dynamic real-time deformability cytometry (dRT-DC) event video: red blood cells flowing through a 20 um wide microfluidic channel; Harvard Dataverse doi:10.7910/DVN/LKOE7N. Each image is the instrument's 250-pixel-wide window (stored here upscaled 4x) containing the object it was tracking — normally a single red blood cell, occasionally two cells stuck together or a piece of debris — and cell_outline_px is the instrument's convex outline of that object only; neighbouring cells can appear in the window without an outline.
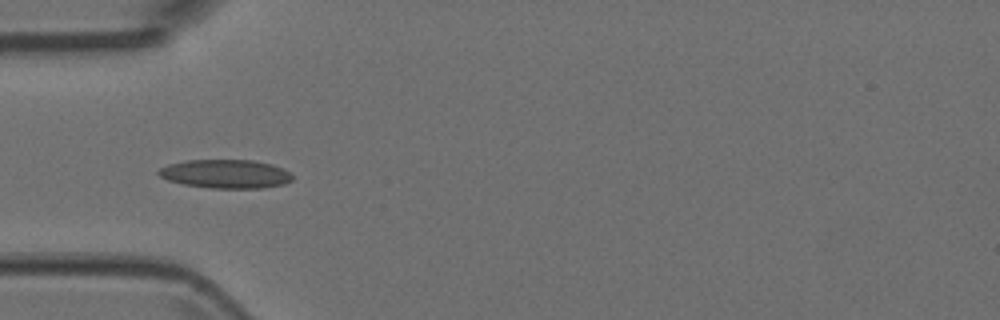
{"species": "Egyptian fruit bat (a non-hibernating species)", "species_latin": "Rousettus aegyptiacus", "temperature_condition": "room temperature", "stored_images_in_passage": 8, "camera_frame_rate_fps": 3000, "um_per_image_px": 0.085, "animal": {"sex": "female"}, "frame": {"image": 1, "passage_image": 5, "time_ms": 1.333, "image_size_px": [1000, 320], "cell_outline_px": [[292, 180], [284, 184], [264, 188], [212, 188], [184, 184], [168, 180], [160, 176], [156, 172], [160, 168], [168, 164], [184, 160], [252, 160], [272, 164], [288, 172], [292, 176]], "centroid_in_image_um": [19.16, 14.78], "position_along_channel_um": 65.8, "area_um2": 22.31}}
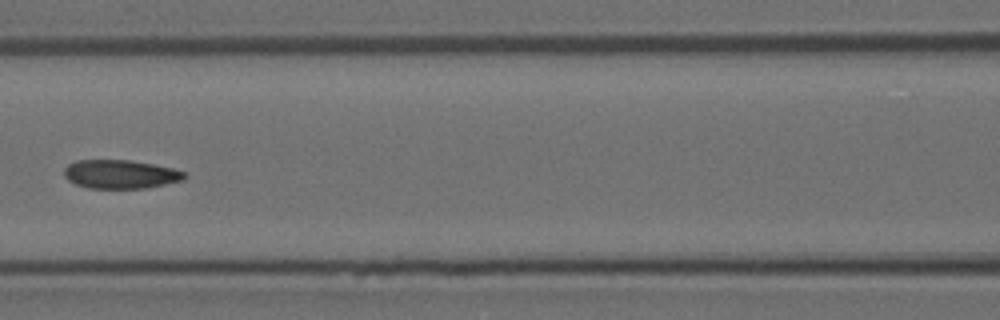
{"frame": {"image": 2, "passage_image": 7, "time_ms": 2.0, "image_size_px": [1000, 320], "cell_outline_px": [[188, 176], [184, 180], [144, 188], [88, 188], [76, 184], [68, 180], [64, 176], [64, 168], [68, 164], [76, 160], [128, 160], [152, 164], [172, 168], [184, 172]], "centroid_in_image_um": [10.22, 14.8], "position_along_channel_um": 156.4, "area_um2": 20.06}}
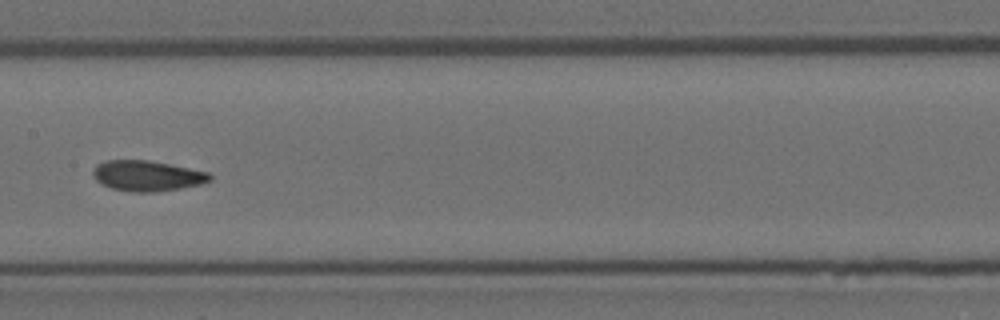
{"frame": {"image": 3, "passage_image": 8, "time_ms": 2.333, "image_size_px": [1000, 320], "cell_outline_px": [[212, 180], [200, 184], [180, 188], [156, 192], [132, 192], [112, 188], [96, 180], [92, 172], [96, 164], [104, 160], [148, 160], [208, 172], [212, 176]], "centroid_in_image_um": [12.49, 14.94], "position_along_channel_um": 194.9, "area_um2": 20.63}}